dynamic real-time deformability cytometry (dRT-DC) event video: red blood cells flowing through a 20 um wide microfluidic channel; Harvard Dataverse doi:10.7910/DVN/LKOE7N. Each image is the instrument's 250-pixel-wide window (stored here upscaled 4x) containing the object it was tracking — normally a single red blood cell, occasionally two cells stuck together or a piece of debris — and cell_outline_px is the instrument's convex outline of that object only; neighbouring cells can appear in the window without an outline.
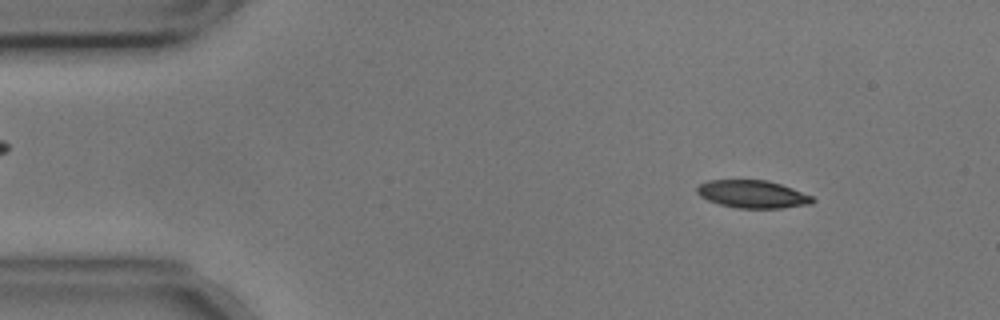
{"species": "common noctule bat (a hibernating species)", "species_latin": "Nyctalus noctula", "temperature_condition": "cold", "stored_images_in_passage": 55, "camera_frame_rate_fps": 3000, "um_per_image_px": 0.085, "animal": {"sex": "male", "body_mass_g": 17.9, "forearm_length_mm": 54.2}, "frame": {"image": 1, "passage_image": 6, "time_ms": 1.667, "image_size_px": [1000, 320], "cell_outline_px": [[816, 200], [812, 204], [780, 208], [736, 208], [720, 204], [708, 200], [700, 196], [696, 192], [696, 188], [700, 184], [708, 180], [768, 180], [792, 188], [812, 196]], "centroid_in_image_um": [63.97, 16.5], "position_along_channel_um": 21.0, "area_um2": 18.67}}
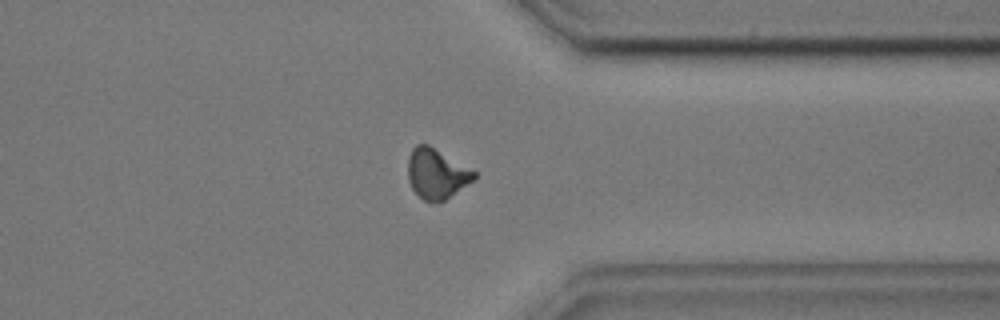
{"frame": {"image": 2, "passage_image": 42, "time_ms": 13.667, "image_size_px": [1000, 320], "cell_outline_px": [[476, 176], [472, 180], [444, 200], [424, 200], [412, 188], [408, 180], [408, 156], [412, 148], [416, 144], [428, 144], [476, 172]], "centroid_in_image_um": [37.06, 14.72], "position_along_channel_um": 374.3, "area_um2": 18.73}}
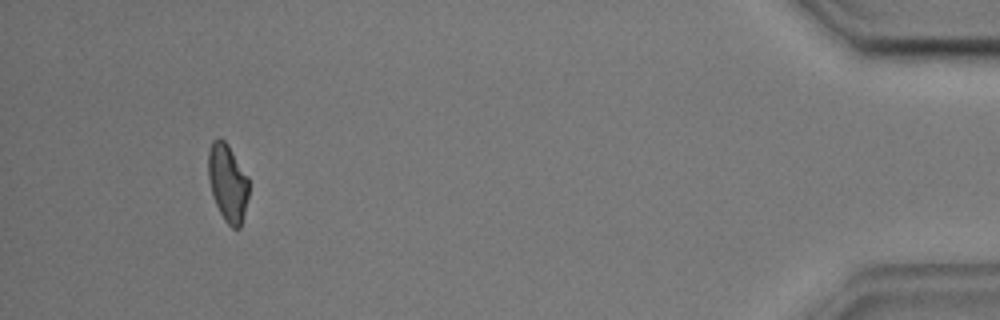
{"frame": {"image": 3, "passage_image": 51, "time_ms": 16.667, "image_size_px": [1000, 320], "cell_outline_px": [[248, 196], [240, 228], [232, 228], [224, 220], [212, 196], [208, 180], [208, 152], [212, 140], [220, 136], [228, 144], [248, 176]], "centroid_in_image_um": [19.33, 15.5], "position_along_channel_um": 415.9, "area_um2": 18.44}, "authors_computed_cell_mechanics": {"area_um2": 19.363, "velocity_mm_per_s": 3.5717, "shape_relaxation_time_tau1_ms": 4.8561, "shape_relaxation_time_tau2_ms": 4.4486, "deformation_change_tau1": 0.1238, "deformation_change_tau2": 0.1024}}